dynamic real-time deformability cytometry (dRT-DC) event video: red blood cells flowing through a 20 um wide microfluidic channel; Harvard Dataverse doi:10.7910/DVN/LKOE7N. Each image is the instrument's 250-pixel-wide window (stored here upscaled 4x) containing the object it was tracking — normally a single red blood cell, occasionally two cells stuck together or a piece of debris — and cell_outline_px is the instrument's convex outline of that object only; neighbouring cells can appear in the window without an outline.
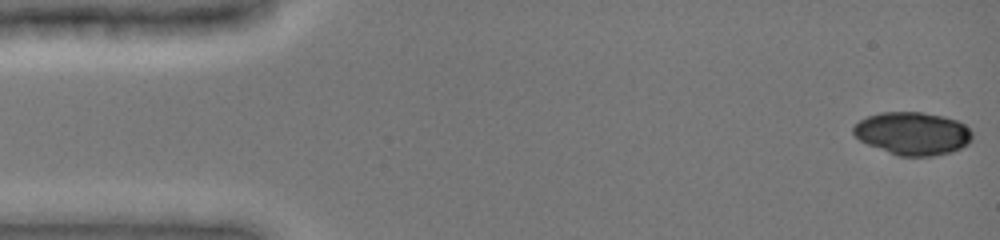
{"species": "common noctule bat (a hibernating species)", "species_latin": "Nyctalus noctula", "temperature_condition": "cold", "stored_images_in_passage": 7, "camera_frame_rate_fps": 3000, "um_per_image_px": 0.085, "animal": {"sex": "female", "body_mass_g": 19.0, "forearm_length_mm": 51.5}, "frame": {"image": 1, "passage_image": 1, "time_ms": 0.0, "image_size_px": [1000, 240], "cell_outline_px": [[972, 140], [968, 144], [952, 152], [932, 156], [900, 156], [868, 144], [860, 140], [852, 132], [852, 128], [860, 120], [868, 116], [880, 112], [920, 112], [944, 116], [956, 120], [964, 124], [972, 132]], "centroid_in_image_um": [77.59, 11.34], "position_along_channel_um": 7.4, "area_um2": 29.59}}